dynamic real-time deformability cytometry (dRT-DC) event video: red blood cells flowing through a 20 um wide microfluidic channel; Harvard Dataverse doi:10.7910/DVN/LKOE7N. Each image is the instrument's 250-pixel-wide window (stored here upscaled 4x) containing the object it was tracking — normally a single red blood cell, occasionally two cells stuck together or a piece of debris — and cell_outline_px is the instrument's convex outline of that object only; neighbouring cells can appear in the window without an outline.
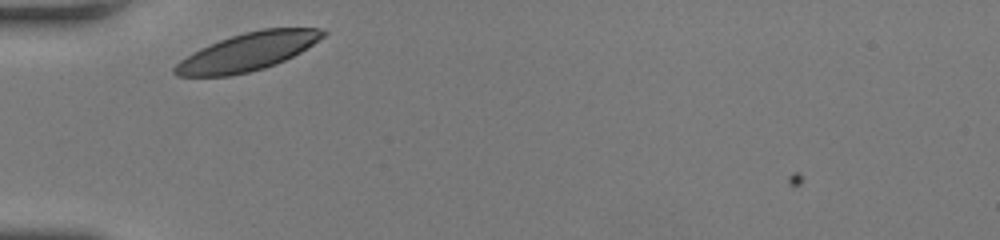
{"species": "human", "species_latin": "Homo sapiens", "temperature_condition": "room temperature", "stored_images_in_passage": 27, "camera_frame_rate_fps": 3000, "um_per_image_px": 0.085, "donor": {"sex": "female"}, "frame": {"image": 1, "passage_image": 1, "time_ms": 0.0, "image_size_px": [1000, 240], "cell_outline_px": [[328, 32], [324, 36], [300, 52], [276, 64], [264, 68], [248, 72], [228, 76], [176, 76], [172, 72], [172, 68], [180, 60], [192, 52], [200, 48], [220, 40], [244, 32], [264, 28], [320, 28]], "centroid_in_image_um": [21.02, 4.41], "position_along_channel_um": 64.0, "area_um2": 32.43}}
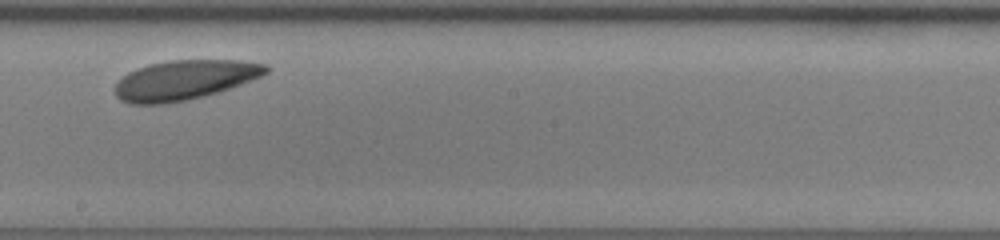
{"frame": {"image": 2, "passage_image": 15, "time_ms": 4.667, "image_size_px": [1000, 240], "cell_outline_px": [[272, 68], [268, 72], [252, 80], [216, 92], [184, 100], [160, 104], [128, 104], [120, 100], [116, 96], [116, 84], [128, 72], [136, 68], [148, 64], [168, 60], [240, 60], [268, 64]], "centroid_in_image_um": [15.69, 6.78], "position_along_channel_um": 232.5, "area_um2": 34.68}}
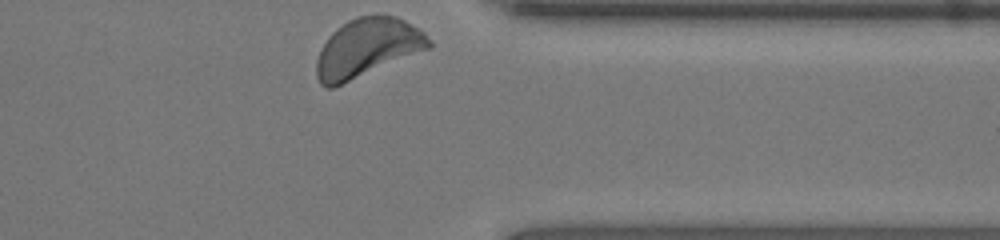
{"frame": {"image": 3, "passage_image": 27, "time_ms": 8.667, "image_size_px": [1000, 240], "cell_outline_px": [[432, 48], [332, 88], [324, 88], [320, 84], [316, 76], [316, 60], [320, 48], [328, 36], [336, 28], [348, 20], [356, 16], [384, 12], [396, 16], [404, 20], [424, 32], [432, 40]], "centroid_in_image_um": [31.22, 4.04], "position_along_channel_um": 380.2, "area_um2": 39.13}, "authors_computed_cell_mechanics": {"area_um2": 34.2754, "velocity_mm_per_s": 3.7601, "shape_relaxation_time_tau1_ms": 1.7157, "shape_relaxation_time_tau2_ms": null, "deformation_change_tau1": 0.0707, "deformation_change_tau2": null}}